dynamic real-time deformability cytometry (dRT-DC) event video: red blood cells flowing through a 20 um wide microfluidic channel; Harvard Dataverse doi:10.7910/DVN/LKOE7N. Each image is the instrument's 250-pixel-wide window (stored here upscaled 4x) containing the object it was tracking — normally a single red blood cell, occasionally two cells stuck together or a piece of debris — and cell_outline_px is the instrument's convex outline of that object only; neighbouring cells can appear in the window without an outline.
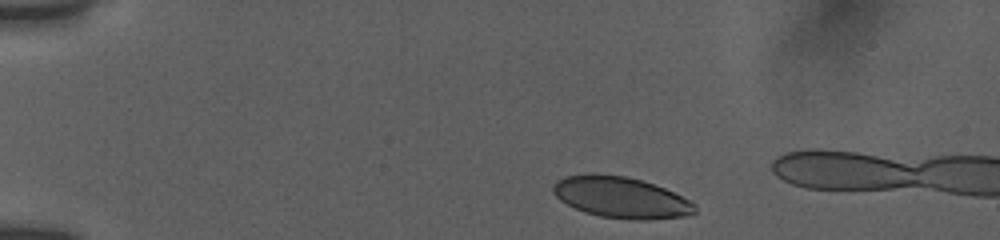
{"species": "human", "species_latin": "Homo sapiens", "temperature_condition": "room temperature", "stored_images_in_passage": 17, "camera_frame_rate_fps": 3000, "um_per_image_px": 0.085, "donor": {"sex": "female"}, "frame": {"image": 1, "passage_image": 2, "time_ms": 0.333, "image_size_px": [1000, 240], "cell_outline_px": [[696, 212], [688, 216], [648, 220], [632, 220], [600, 216], [584, 212], [560, 200], [552, 192], [552, 184], [556, 180], [564, 176], [588, 172], [596, 172], [624, 176], [640, 180], [664, 188], [696, 204]], "centroid_in_image_um": [52.74, 16.77], "position_along_channel_um": 32.3, "area_um2": 34.33}}